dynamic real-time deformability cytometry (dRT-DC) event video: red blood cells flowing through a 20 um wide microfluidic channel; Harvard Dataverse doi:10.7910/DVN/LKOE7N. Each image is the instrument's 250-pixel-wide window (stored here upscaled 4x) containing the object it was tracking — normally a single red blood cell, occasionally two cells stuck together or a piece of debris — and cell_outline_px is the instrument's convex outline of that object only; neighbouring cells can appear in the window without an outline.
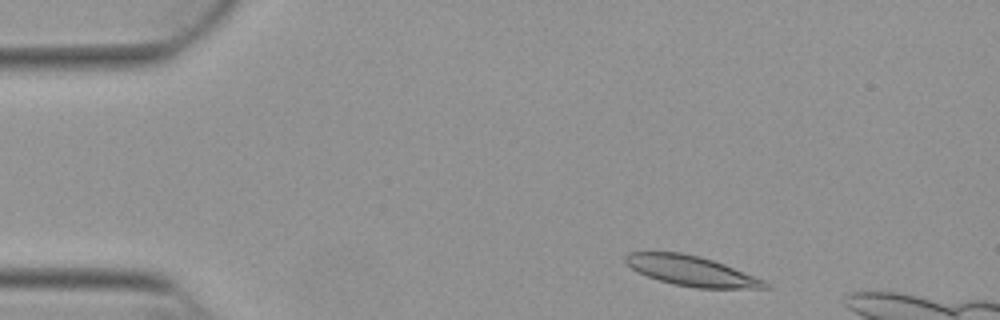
{"species": "Egyptian fruit bat (a non-hibernating species)", "species_latin": "Rousettus aegyptiacus", "temperature_condition": "warm", "stored_images_in_passage": 49, "camera_frame_rate_fps": 3000, "um_per_image_px": 0.085, "animal": {"sex": "female"}, "frame": {"image": 1, "passage_image": 3, "time_ms": 0.667, "image_size_px": [1000, 320], "cell_outline_px": [[772, 288], [696, 288], [672, 284], [636, 272], [624, 260], [624, 256], [628, 252], [680, 252], [700, 256], [724, 264], [764, 280]], "centroid_in_image_um": [58.75, 23.02], "position_along_channel_um": 26.3, "area_um2": 24.28}}
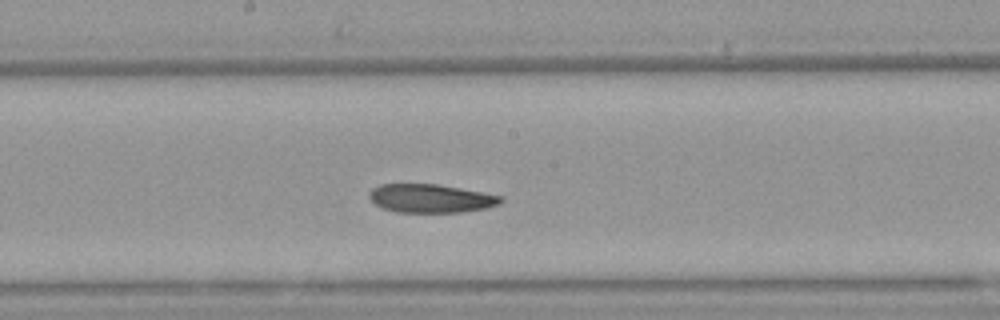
{"frame": {"image": 2, "passage_image": 23, "time_ms": 7.333, "image_size_px": [1000, 320], "cell_outline_px": [[504, 200], [500, 204], [488, 208], [460, 212], [396, 212], [384, 208], [376, 204], [368, 196], [368, 192], [372, 188], [380, 184], [436, 184], [460, 188], [504, 196]], "centroid_in_image_um": [36.64, 16.86], "position_along_channel_um": 211.6, "area_um2": 21.91}}
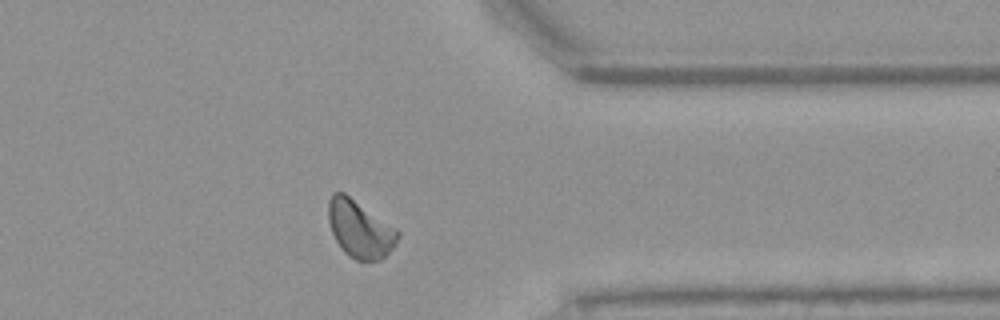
{"frame": {"image": 3, "passage_image": 37, "time_ms": 12.0, "image_size_px": [1000, 320], "cell_outline_px": [[400, 236], [396, 244], [380, 260], [356, 260], [348, 256], [340, 248], [332, 232], [328, 220], [328, 200], [332, 192], [344, 192], [396, 228], [400, 232]], "centroid_in_image_um": [30.58, 19.46], "position_along_channel_um": 380.8, "area_um2": 23.18}, "authors_computed_cell_mechanics": {"area_um2": 23.1778, "velocity_mm_per_s": 3.8321, "shape_relaxation_time_tau1_ms": 6.6998, "shape_relaxation_time_tau2_ms": 8.0159, "deformation_change_tau1": 0.1494, "deformation_change_tau2": 0.1572}}